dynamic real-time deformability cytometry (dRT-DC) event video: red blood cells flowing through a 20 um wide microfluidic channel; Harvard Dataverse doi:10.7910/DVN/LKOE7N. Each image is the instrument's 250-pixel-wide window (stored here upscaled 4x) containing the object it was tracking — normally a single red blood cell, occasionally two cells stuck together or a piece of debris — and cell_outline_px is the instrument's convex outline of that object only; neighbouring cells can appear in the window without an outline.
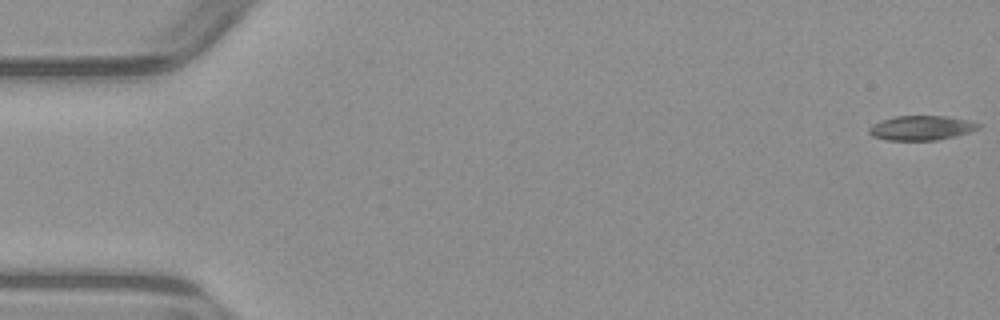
{"species": "common noctule bat (a hibernating species)", "species_latin": "Nyctalus noctula", "temperature_condition": "warm", "stored_images_in_passage": 5, "camera_frame_rate_fps": 3000, "um_per_image_px": 0.085, "animal": {"sex": "male", "body_mass_g": 23.1, "forearm_length_mm": 52.7}, "frame": {"image": 1, "passage_image": 1, "time_ms": 0.0, "image_size_px": [1000, 320], "cell_outline_px": [[980, 128], [956, 136], [936, 140], [888, 140], [872, 136], [868, 132], [868, 128], [872, 124], [880, 120], [896, 116], [948, 116], [968, 120], [980, 124]], "centroid_in_image_um": [78.29, 10.87], "position_along_channel_um": 6.7, "area_um2": 15.66}}
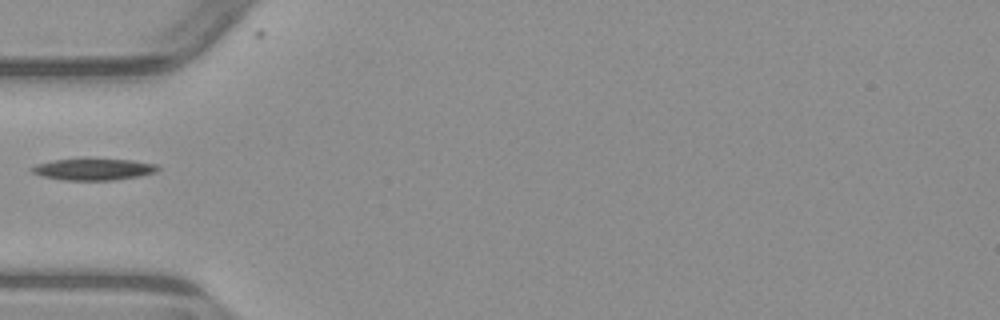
{"frame": {"image": 2, "passage_image": 5, "time_ms": 5.667, "image_size_px": [1000, 320], "cell_outline_px": [[160, 168], [156, 172], [140, 176], [112, 180], [64, 180], [44, 176], [32, 172], [28, 168], [36, 164], [52, 160], [132, 160], [156, 164]], "centroid_in_image_um": [7.95, 14.4], "position_along_channel_um": 77.0, "area_um2": 15.49}}